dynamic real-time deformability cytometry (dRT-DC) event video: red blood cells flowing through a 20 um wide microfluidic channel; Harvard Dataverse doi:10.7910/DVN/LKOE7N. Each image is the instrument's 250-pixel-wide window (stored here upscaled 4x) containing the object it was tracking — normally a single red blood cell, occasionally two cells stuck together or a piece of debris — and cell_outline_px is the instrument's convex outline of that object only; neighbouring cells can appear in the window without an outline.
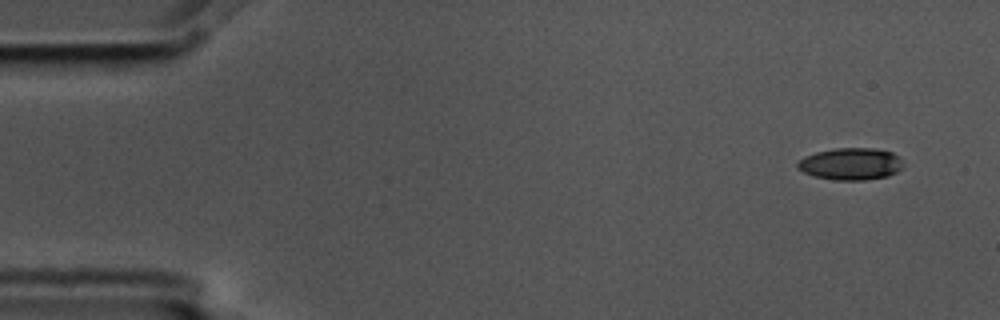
{"species": "common noctule bat (a hibernating species)", "species_latin": "Nyctalus noctula", "temperature_condition": "cold", "stored_images_in_passage": 4, "camera_frame_rate_fps": 3000, "um_per_image_px": 0.085, "animal": {"sex": "male", "body_mass_g": 17.5, "forearm_length_mm": 52.3}, "frame": {"image": 1, "passage_image": 1, "time_ms": 0.0, "image_size_px": [1000, 320], "cell_outline_px": [[904, 168], [888, 176], [864, 180], [836, 180], [816, 176], [804, 172], [796, 168], [796, 160], [804, 156], [816, 152], [836, 148], [872, 148], [892, 152], [900, 156]], "centroid_in_image_um": [72.31, 13.92], "position_along_channel_um": 12.7, "area_um2": 19.88}}